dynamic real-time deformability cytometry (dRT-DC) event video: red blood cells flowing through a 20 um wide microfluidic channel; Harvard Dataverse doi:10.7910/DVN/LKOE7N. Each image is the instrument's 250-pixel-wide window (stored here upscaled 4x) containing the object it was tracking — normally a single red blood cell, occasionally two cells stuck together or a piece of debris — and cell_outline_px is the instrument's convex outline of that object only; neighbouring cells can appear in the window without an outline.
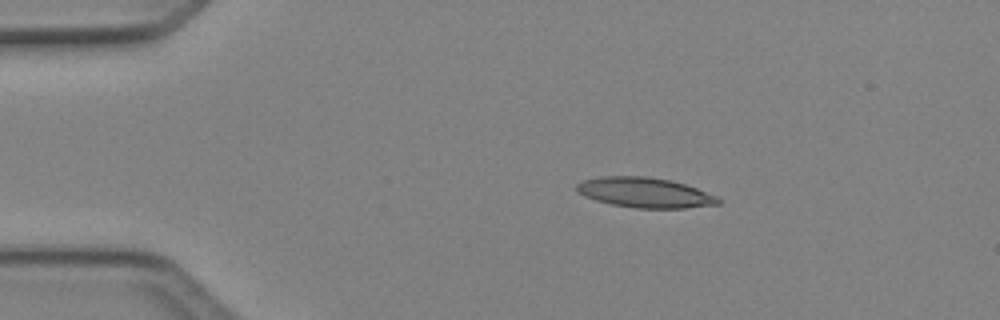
{"species": "Egyptian fruit bat (a non-hibernating species)", "species_latin": "Rousettus aegyptiacus", "temperature_condition": "cold", "stored_images_in_passage": 6, "camera_frame_rate_fps": 3000, "um_per_image_px": 0.085, "animal": {"sex": "female"}, "frame": {"image": 1, "passage_image": 3, "time_ms": 0.667, "image_size_px": [1000, 320], "cell_outline_px": [[724, 200], [720, 204], [684, 208], [636, 208], [612, 204], [596, 200], [584, 196], [576, 188], [576, 184], [584, 180], [600, 176], [648, 176], [672, 180], [696, 188], [716, 196]], "centroid_in_image_um": [54.84, 16.36], "position_along_channel_um": 30.2, "area_um2": 24.8}}
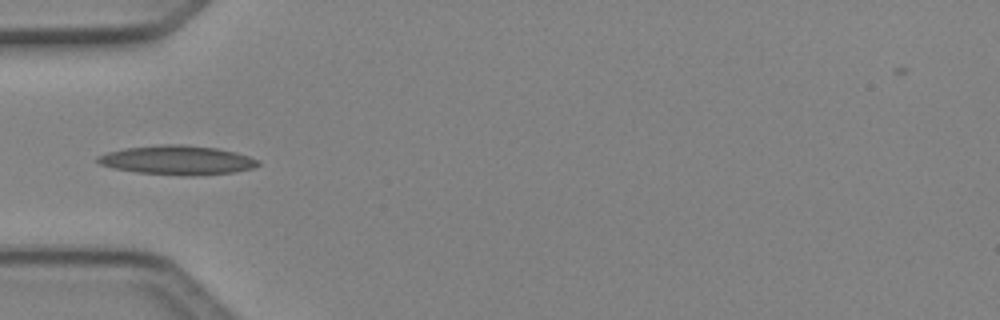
{"frame": {"image": 2, "passage_image": 5, "time_ms": 1.333, "image_size_px": [1000, 320], "cell_outline_px": [[260, 164], [252, 168], [232, 172], [192, 176], [184, 176], [136, 172], [112, 168], [100, 164], [96, 160], [96, 156], [108, 152], [124, 148], [156, 144], [184, 144], [216, 148], [236, 152], [260, 160]], "centroid_in_image_um": [15.04, 13.6], "position_along_channel_um": 70.0, "area_um2": 27.46}}
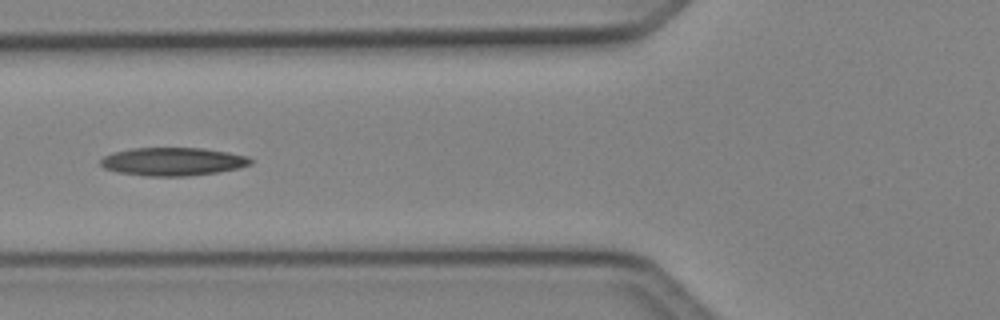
{"frame": {"image": 3, "passage_image": 6, "time_ms": 1.667, "image_size_px": [1000, 320], "cell_outline_px": [[252, 164], [240, 168], [216, 172], [188, 176], [144, 176], [116, 172], [104, 168], [100, 164], [100, 160], [104, 156], [112, 152], [132, 148], [204, 148], [228, 152], [248, 156], [252, 160]], "centroid_in_image_um": [14.68, 13.73], "position_along_channel_um": 111.1, "area_um2": 24.8}}